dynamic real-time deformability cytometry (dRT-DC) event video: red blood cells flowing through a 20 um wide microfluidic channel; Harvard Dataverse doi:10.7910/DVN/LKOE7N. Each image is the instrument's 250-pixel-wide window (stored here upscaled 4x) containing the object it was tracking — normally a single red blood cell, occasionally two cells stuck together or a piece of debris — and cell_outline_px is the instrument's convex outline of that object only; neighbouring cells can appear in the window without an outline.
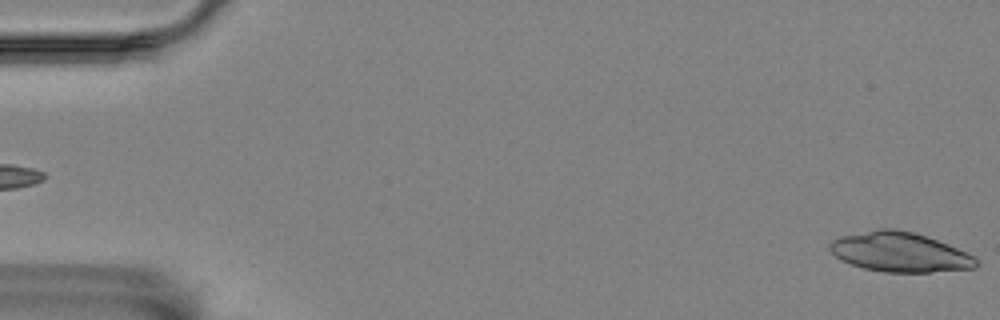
{"species": "Egyptian fruit bat (a non-hibernating species)", "species_latin": "Rousettus aegyptiacus", "temperature_condition": "room temperature", "stored_images_in_passage": 4, "camera_frame_rate_fps": 3000, "um_per_image_px": 0.085, "animal": {"sex": "female"}, "frame": {"image": 1, "passage_image": 4, "time_ms": 1.0, "image_size_px": [1000, 320], "cell_outline_px": [[980, 264], [976, 268], [928, 272], [884, 272], [864, 268], [840, 260], [828, 248], [828, 244], [832, 240], [840, 236], [880, 228], [892, 228], [912, 232], [948, 244], [980, 260]], "centroid_in_image_um": [76.46, 21.43], "position_along_channel_um": 8.5, "area_um2": 33.64}}